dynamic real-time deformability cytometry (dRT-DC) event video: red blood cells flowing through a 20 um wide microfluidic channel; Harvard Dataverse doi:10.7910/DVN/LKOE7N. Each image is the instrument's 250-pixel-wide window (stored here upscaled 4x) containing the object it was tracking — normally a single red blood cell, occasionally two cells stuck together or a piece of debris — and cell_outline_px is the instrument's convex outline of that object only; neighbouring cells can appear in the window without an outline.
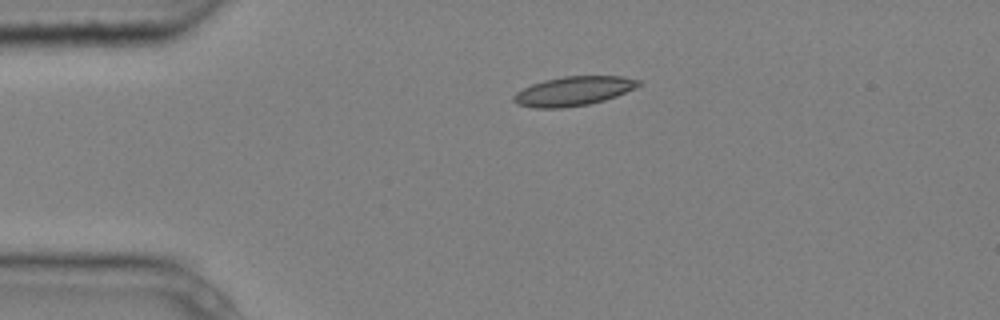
{"species": "common noctule bat (a hibernating species)", "species_latin": "Nyctalus noctula", "temperature_condition": "cold", "stored_images_in_passage": 3, "camera_frame_rate_fps": 3000, "um_per_image_px": 0.085, "animal": {"sex": "male", "body_mass_g": 20.4}, "frame": {"image": 1, "passage_image": 2, "time_ms": 0.333, "image_size_px": [1000, 320], "cell_outline_px": [[644, 84], [636, 88], [616, 96], [604, 100], [588, 104], [564, 108], [532, 108], [516, 104], [512, 100], [512, 96], [516, 92], [532, 84], [544, 80], [564, 76], [624, 76], [640, 80]], "centroid_in_image_um": [48.75, 7.74], "position_along_channel_um": 36.2, "area_um2": 21.5}}